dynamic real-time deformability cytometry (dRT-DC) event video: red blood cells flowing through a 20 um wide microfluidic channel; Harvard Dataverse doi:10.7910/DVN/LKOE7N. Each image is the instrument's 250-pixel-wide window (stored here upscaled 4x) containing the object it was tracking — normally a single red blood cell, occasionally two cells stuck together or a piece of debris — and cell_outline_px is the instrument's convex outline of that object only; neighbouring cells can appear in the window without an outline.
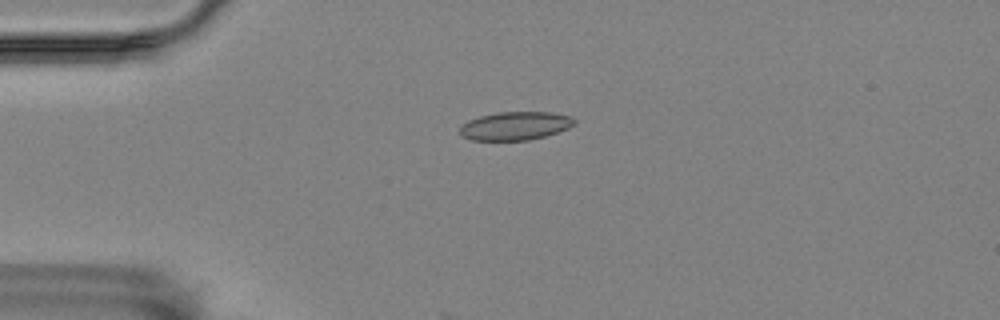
{"species": "Egyptian fruit bat (a non-hibernating species)", "species_latin": "Rousettus aegyptiacus", "temperature_condition": "room temperature", "stored_images_in_passage": 22, "camera_frame_rate_fps": 3000, "um_per_image_px": 0.085, "animal": {"sex": "female"}, "frame": {"image": 1, "passage_image": 1, "time_ms": 0.0, "image_size_px": [1000, 320], "cell_outline_px": [[576, 124], [568, 128], [544, 136], [528, 140], [472, 140], [460, 136], [460, 128], [468, 120], [480, 116], [496, 112], [552, 112], [572, 116], [576, 120]], "centroid_in_image_um": [43.81, 10.69], "position_along_channel_um": 41.2, "area_um2": 18.96}}
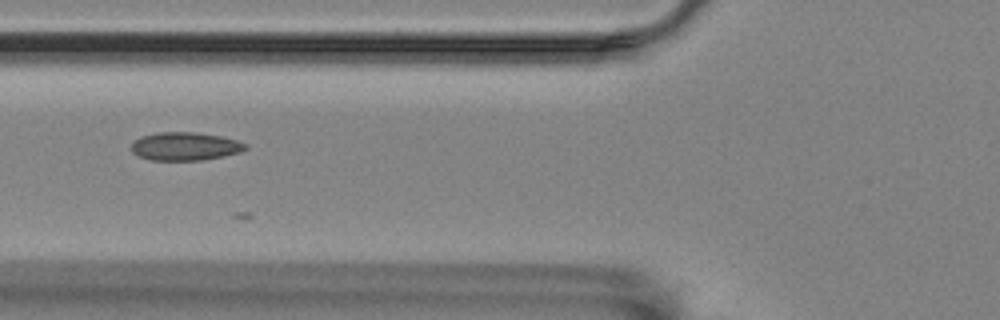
{"frame": {"image": 2, "passage_image": 9, "time_ms": 2.667, "image_size_px": [1000, 320], "cell_outline_px": [[248, 148], [240, 152], [200, 160], [152, 160], [140, 156], [132, 152], [132, 144], [140, 136], [156, 132], [196, 132], [220, 136], [236, 140], [248, 144]], "centroid_in_image_um": [15.73, 12.42], "position_along_channel_um": 110.1, "area_um2": 18.61}}
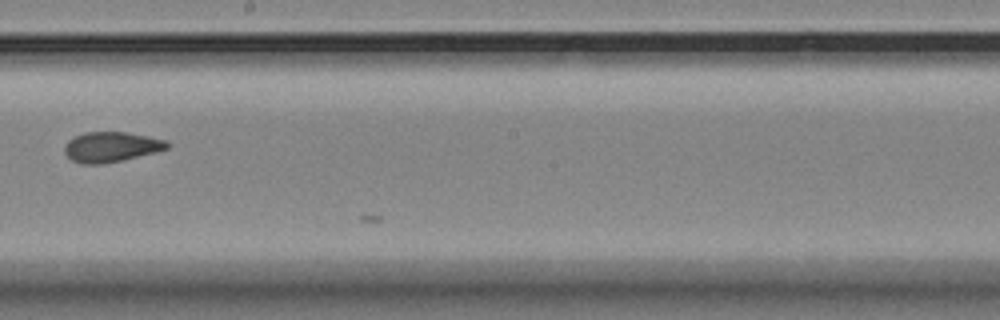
{"frame": {"image": 3, "passage_image": 20, "time_ms": 6.333, "image_size_px": [1000, 320], "cell_outline_px": [[168, 148], [156, 152], [120, 160], [100, 164], [84, 164], [72, 160], [64, 152], [64, 148], [68, 140], [84, 132], [128, 132], [168, 140]], "centroid_in_image_um": [9.45, 12.47], "position_along_channel_um": 238.7, "area_um2": 17.86}}